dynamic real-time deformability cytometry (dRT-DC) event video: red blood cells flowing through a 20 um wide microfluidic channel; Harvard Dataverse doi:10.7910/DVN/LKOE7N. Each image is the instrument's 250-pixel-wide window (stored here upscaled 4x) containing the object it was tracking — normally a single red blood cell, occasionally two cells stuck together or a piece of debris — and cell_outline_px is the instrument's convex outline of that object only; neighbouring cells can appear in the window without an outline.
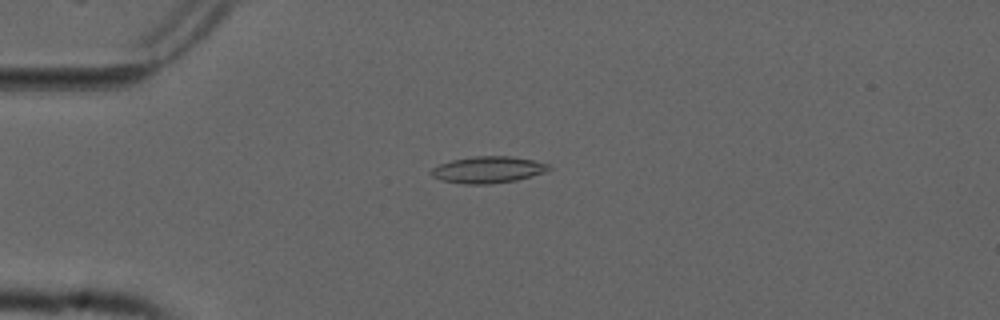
{"species": "common noctule bat (a hibernating species)", "species_latin": "Nyctalus noctula", "temperature_condition": "cold", "stored_images_in_passage": 49, "camera_frame_rate_fps": 3000, "um_per_image_px": 0.085, "animal": {"sex": "male", "forearm_length_mm": 52.5}, "frame": {"image": 1, "passage_image": 8, "time_ms": 2.333, "image_size_px": [1000, 320], "cell_outline_px": [[552, 168], [544, 172], [516, 180], [488, 184], [464, 184], [440, 180], [432, 176], [428, 172], [432, 168], [440, 164], [452, 160], [472, 156], [512, 156], [532, 160], [548, 164]], "centroid_in_image_um": [41.43, 14.42], "position_along_channel_um": 43.6, "area_um2": 18.21}}
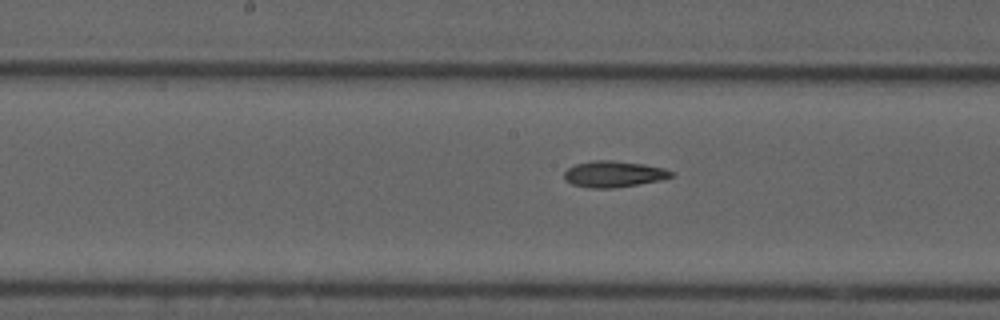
{"frame": {"image": 2, "passage_image": 22, "time_ms": 7.0, "image_size_px": [1000, 320], "cell_outline_px": [[676, 172], [672, 176], [660, 180], [640, 184], [612, 188], [588, 188], [572, 184], [564, 180], [564, 172], [568, 168], [576, 164], [592, 160], [612, 160], [644, 164], [664, 168]], "centroid_in_image_um": [52.16, 14.79], "position_along_channel_um": 196.0, "area_um2": 16.47}}
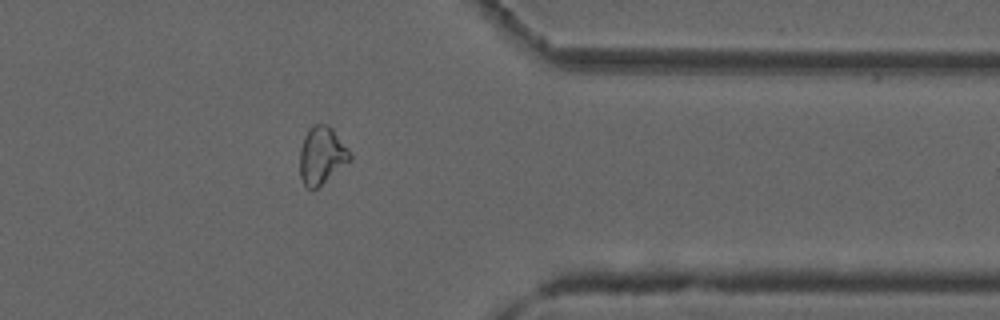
{"frame": {"image": 3, "passage_image": 38, "time_ms": 12.333, "image_size_px": [1000, 320], "cell_outline_px": [[352, 160], [316, 188], [308, 188], [304, 184], [300, 176], [300, 148], [304, 136], [308, 128], [312, 124], [328, 124], [332, 128], [352, 152]], "centroid_in_image_um": [27.36, 13.17], "position_along_channel_um": 384.0, "area_um2": 16.94}}